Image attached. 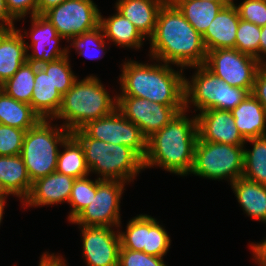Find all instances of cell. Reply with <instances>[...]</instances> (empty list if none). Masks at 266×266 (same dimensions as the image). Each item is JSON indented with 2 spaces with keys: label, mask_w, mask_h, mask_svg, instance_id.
<instances>
[{
  "label": "cell",
  "mask_w": 266,
  "mask_h": 266,
  "mask_svg": "<svg viewBox=\"0 0 266 266\" xmlns=\"http://www.w3.org/2000/svg\"><path fill=\"white\" fill-rule=\"evenodd\" d=\"M204 66L226 84L252 93L259 61L236 48L207 51Z\"/></svg>",
  "instance_id": "cell-10"
},
{
  "label": "cell",
  "mask_w": 266,
  "mask_h": 266,
  "mask_svg": "<svg viewBox=\"0 0 266 266\" xmlns=\"http://www.w3.org/2000/svg\"><path fill=\"white\" fill-rule=\"evenodd\" d=\"M74 181V177L56 171L36 179L22 204L27 208L68 203Z\"/></svg>",
  "instance_id": "cell-18"
},
{
  "label": "cell",
  "mask_w": 266,
  "mask_h": 266,
  "mask_svg": "<svg viewBox=\"0 0 266 266\" xmlns=\"http://www.w3.org/2000/svg\"><path fill=\"white\" fill-rule=\"evenodd\" d=\"M41 120L30 104L8 96L0 89V123L27 131Z\"/></svg>",
  "instance_id": "cell-28"
},
{
  "label": "cell",
  "mask_w": 266,
  "mask_h": 266,
  "mask_svg": "<svg viewBox=\"0 0 266 266\" xmlns=\"http://www.w3.org/2000/svg\"><path fill=\"white\" fill-rule=\"evenodd\" d=\"M231 114L245 140L266 135V110L252 93Z\"/></svg>",
  "instance_id": "cell-23"
},
{
  "label": "cell",
  "mask_w": 266,
  "mask_h": 266,
  "mask_svg": "<svg viewBox=\"0 0 266 266\" xmlns=\"http://www.w3.org/2000/svg\"><path fill=\"white\" fill-rule=\"evenodd\" d=\"M8 11L16 19H25L27 14L34 16L38 10V0H5Z\"/></svg>",
  "instance_id": "cell-39"
},
{
  "label": "cell",
  "mask_w": 266,
  "mask_h": 266,
  "mask_svg": "<svg viewBox=\"0 0 266 266\" xmlns=\"http://www.w3.org/2000/svg\"><path fill=\"white\" fill-rule=\"evenodd\" d=\"M15 18L8 11L6 1L0 0V31L15 28Z\"/></svg>",
  "instance_id": "cell-41"
},
{
  "label": "cell",
  "mask_w": 266,
  "mask_h": 266,
  "mask_svg": "<svg viewBox=\"0 0 266 266\" xmlns=\"http://www.w3.org/2000/svg\"><path fill=\"white\" fill-rule=\"evenodd\" d=\"M228 3H234V0H226Z\"/></svg>",
  "instance_id": "cell-49"
},
{
  "label": "cell",
  "mask_w": 266,
  "mask_h": 266,
  "mask_svg": "<svg viewBox=\"0 0 266 266\" xmlns=\"http://www.w3.org/2000/svg\"><path fill=\"white\" fill-rule=\"evenodd\" d=\"M89 137L104 142L121 144L133 149L142 159L147 153V139L138 126L117 109L110 115L89 121L81 128Z\"/></svg>",
  "instance_id": "cell-13"
},
{
  "label": "cell",
  "mask_w": 266,
  "mask_h": 266,
  "mask_svg": "<svg viewBox=\"0 0 266 266\" xmlns=\"http://www.w3.org/2000/svg\"><path fill=\"white\" fill-rule=\"evenodd\" d=\"M235 5L240 19L260 27L266 25V0H243Z\"/></svg>",
  "instance_id": "cell-37"
},
{
  "label": "cell",
  "mask_w": 266,
  "mask_h": 266,
  "mask_svg": "<svg viewBox=\"0 0 266 266\" xmlns=\"http://www.w3.org/2000/svg\"><path fill=\"white\" fill-rule=\"evenodd\" d=\"M182 12L185 19L203 35L212 20L219 11L227 4V1L209 0H171Z\"/></svg>",
  "instance_id": "cell-27"
},
{
  "label": "cell",
  "mask_w": 266,
  "mask_h": 266,
  "mask_svg": "<svg viewBox=\"0 0 266 266\" xmlns=\"http://www.w3.org/2000/svg\"><path fill=\"white\" fill-rule=\"evenodd\" d=\"M121 92L117 96H133L167 106H185L183 69L170 64L139 63L127 60L122 64Z\"/></svg>",
  "instance_id": "cell-3"
},
{
  "label": "cell",
  "mask_w": 266,
  "mask_h": 266,
  "mask_svg": "<svg viewBox=\"0 0 266 266\" xmlns=\"http://www.w3.org/2000/svg\"><path fill=\"white\" fill-rule=\"evenodd\" d=\"M117 110L148 139L165 127L185 106H167L133 96H117Z\"/></svg>",
  "instance_id": "cell-14"
},
{
  "label": "cell",
  "mask_w": 266,
  "mask_h": 266,
  "mask_svg": "<svg viewBox=\"0 0 266 266\" xmlns=\"http://www.w3.org/2000/svg\"><path fill=\"white\" fill-rule=\"evenodd\" d=\"M247 216L266 223V186L240 177L230 184Z\"/></svg>",
  "instance_id": "cell-25"
},
{
  "label": "cell",
  "mask_w": 266,
  "mask_h": 266,
  "mask_svg": "<svg viewBox=\"0 0 266 266\" xmlns=\"http://www.w3.org/2000/svg\"><path fill=\"white\" fill-rule=\"evenodd\" d=\"M82 145L90 173L101 180L124 181L126 184L144 169L143 159L130 147L106 143L89 137L82 129L71 133Z\"/></svg>",
  "instance_id": "cell-5"
},
{
  "label": "cell",
  "mask_w": 266,
  "mask_h": 266,
  "mask_svg": "<svg viewBox=\"0 0 266 266\" xmlns=\"http://www.w3.org/2000/svg\"><path fill=\"white\" fill-rule=\"evenodd\" d=\"M78 80L62 96L61 107L54 117L65 120L61 126L70 133L117 109V95L112 98L97 76L92 74Z\"/></svg>",
  "instance_id": "cell-4"
},
{
  "label": "cell",
  "mask_w": 266,
  "mask_h": 266,
  "mask_svg": "<svg viewBox=\"0 0 266 266\" xmlns=\"http://www.w3.org/2000/svg\"><path fill=\"white\" fill-rule=\"evenodd\" d=\"M251 250L253 251V258L255 263H258L260 266H266V238L259 243H251ZM257 261V262H256Z\"/></svg>",
  "instance_id": "cell-42"
},
{
  "label": "cell",
  "mask_w": 266,
  "mask_h": 266,
  "mask_svg": "<svg viewBox=\"0 0 266 266\" xmlns=\"http://www.w3.org/2000/svg\"><path fill=\"white\" fill-rule=\"evenodd\" d=\"M118 266H167L163 257H157L125 248L119 249Z\"/></svg>",
  "instance_id": "cell-38"
},
{
  "label": "cell",
  "mask_w": 266,
  "mask_h": 266,
  "mask_svg": "<svg viewBox=\"0 0 266 266\" xmlns=\"http://www.w3.org/2000/svg\"><path fill=\"white\" fill-rule=\"evenodd\" d=\"M196 117L200 140L228 145L247 144L235 125L231 111L208 109L199 112Z\"/></svg>",
  "instance_id": "cell-17"
},
{
  "label": "cell",
  "mask_w": 266,
  "mask_h": 266,
  "mask_svg": "<svg viewBox=\"0 0 266 266\" xmlns=\"http://www.w3.org/2000/svg\"><path fill=\"white\" fill-rule=\"evenodd\" d=\"M239 20L235 3L225 5L202 35L206 50L235 48Z\"/></svg>",
  "instance_id": "cell-20"
},
{
  "label": "cell",
  "mask_w": 266,
  "mask_h": 266,
  "mask_svg": "<svg viewBox=\"0 0 266 266\" xmlns=\"http://www.w3.org/2000/svg\"><path fill=\"white\" fill-rule=\"evenodd\" d=\"M100 27L103 30L104 36L114 45L127 47L132 49H140L143 45V40L146 38L138 31V29L118 11L113 16L103 18L100 15Z\"/></svg>",
  "instance_id": "cell-26"
},
{
  "label": "cell",
  "mask_w": 266,
  "mask_h": 266,
  "mask_svg": "<svg viewBox=\"0 0 266 266\" xmlns=\"http://www.w3.org/2000/svg\"><path fill=\"white\" fill-rule=\"evenodd\" d=\"M10 195L8 191L4 188L1 180H0V199H6L7 196Z\"/></svg>",
  "instance_id": "cell-47"
},
{
  "label": "cell",
  "mask_w": 266,
  "mask_h": 266,
  "mask_svg": "<svg viewBox=\"0 0 266 266\" xmlns=\"http://www.w3.org/2000/svg\"><path fill=\"white\" fill-rule=\"evenodd\" d=\"M22 32L17 28L0 31V86L28 61L24 39L29 32Z\"/></svg>",
  "instance_id": "cell-21"
},
{
  "label": "cell",
  "mask_w": 266,
  "mask_h": 266,
  "mask_svg": "<svg viewBox=\"0 0 266 266\" xmlns=\"http://www.w3.org/2000/svg\"><path fill=\"white\" fill-rule=\"evenodd\" d=\"M120 248L143 251L146 254L163 257L169 251L171 239L165 227L147 214H139L129 220L126 231L119 230Z\"/></svg>",
  "instance_id": "cell-12"
},
{
  "label": "cell",
  "mask_w": 266,
  "mask_h": 266,
  "mask_svg": "<svg viewBox=\"0 0 266 266\" xmlns=\"http://www.w3.org/2000/svg\"><path fill=\"white\" fill-rule=\"evenodd\" d=\"M204 1V0H201ZM209 1H226V0H209Z\"/></svg>",
  "instance_id": "cell-50"
},
{
  "label": "cell",
  "mask_w": 266,
  "mask_h": 266,
  "mask_svg": "<svg viewBox=\"0 0 266 266\" xmlns=\"http://www.w3.org/2000/svg\"><path fill=\"white\" fill-rule=\"evenodd\" d=\"M79 226L82 233V255L87 266H118L121 246L119 231H114L113 227Z\"/></svg>",
  "instance_id": "cell-15"
},
{
  "label": "cell",
  "mask_w": 266,
  "mask_h": 266,
  "mask_svg": "<svg viewBox=\"0 0 266 266\" xmlns=\"http://www.w3.org/2000/svg\"><path fill=\"white\" fill-rule=\"evenodd\" d=\"M259 71L266 77V60L264 58L259 61Z\"/></svg>",
  "instance_id": "cell-46"
},
{
  "label": "cell",
  "mask_w": 266,
  "mask_h": 266,
  "mask_svg": "<svg viewBox=\"0 0 266 266\" xmlns=\"http://www.w3.org/2000/svg\"><path fill=\"white\" fill-rule=\"evenodd\" d=\"M0 180L8 193L22 199V203L32 188V182L20 154L0 156Z\"/></svg>",
  "instance_id": "cell-24"
},
{
  "label": "cell",
  "mask_w": 266,
  "mask_h": 266,
  "mask_svg": "<svg viewBox=\"0 0 266 266\" xmlns=\"http://www.w3.org/2000/svg\"><path fill=\"white\" fill-rule=\"evenodd\" d=\"M265 55H266V25L261 27V34L259 41V61L265 58L266 57Z\"/></svg>",
  "instance_id": "cell-45"
},
{
  "label": "cell",
  "mask_w": 266,
  "mask_h": 266,
  "mask_svg": "<svg viewBox=\"0 0 266 266\" xmlns=\"http://www.w3.org/2000/svg\"><path fill=\"white\" fill-rule=\"evenodd\" d=\"M252 150L244 148L243 177L266 186V135L246 140Z\"/></svg>",
  "instance_id": "cell-30"
},
{
  "label": "cell",
  "mask_w": 266,
  "mask_h": 266,
  "mask_svg": "<svg viewBox=\"0 0 266 266\" xmlns=\"http://www.w3.org/2000/svg\"><path fill=\"white\" fill-rule=\"evenodd\" d=\"M6 199H0V225L2 222V217H3V213H4V208H5V204H6Z\"/></svg>",
  "instance_id": "cell-48"
},
{
  "label": "cell",
  "mask_w": 266,
  "mask_h": 266,
  "mask_svg": "<svg viewBox=\"0 0 266 266\" xmlns=\"http://www.w3.org/2000/svg\"><path fill=\"white\" fill-rule=\"evenodd\" d=\"M125 182L96 179V194L71 223L82 226L121 228L120 202Z\"/></svg>",
  "instance_id": "cell-9"
},
{
  "label": "cell",
  "mask_w": 266,
  "mask_h": 266,
  "mask_svg": "<svg viewBox=\"0 0 266 266\" xmlns=\"http://www.w3.org/2000/svg\"><path fill=\"white\" fill-rule=\"evenodd\" d=\"M191 80L185 78V110L189 104L195 106V111L218 109L231 111L237 107L250 93L247 89L233 87L219 79L204 65L193 66Z\"/></svg>",
  "instance_id": "cell-7"
},
{
  "label": "cell",
  "mask_w": 266,
  "mask_h": 266,
  "mask_svg": "<svg viewBox=\"0 0 266 266\" xmlns=\"http://www.w3.org/2000/svg\"><path fill=\"white\" fill-rule=\"evenodd\" d=\"M260 34V26L240 19L236 31L235 48L241 53L255 57L259 61Z\"/></svg>",
  "instance_id": "cell-34"
},
{
  "label": "cell",
  "mask_w": 266,
  "mask_h": 266,
  "mask_svg": "<svg viewBox=\"0 0 266 266\" xmlns=\"http://www.w3.org/2000/svg\"><path fill=\"white\" fill-rule=\"evenodd\" d=\"M62 104V95L53 85L52 62L36 64L34 89L31 97L32 109L41 119H52Z\"/></svg>",
  "instance_id": "cell-19"
},
{
  "label": "cell",
  "mask_w": 266,
  "mask_h": 266,
  "mask_svg": "<svg viewBox=\"0 0 266 266\" xmlns=\"http://www.w3.org/2000/svg\"><path fill=\"white\" fill-rule=\"evenodd\" d=\"M179 112L165 127L147 139L145 168L159 166L170 173L187 176L194 164L198 139L197 117Z\"/></svg>",
  "instance_id": "cell-2"
},
{
  "label": "cell",
  "mask_w": 266,
  "mask_h": 266,
  "mask_svg": "<svg viewBox=\"0 0 266 266\" xmlns=\"http://www.w3.org/2000/svg\"><path fill=\"white\" fill-rule=\"evenodd\" d=\"M65 259L60 255L45 252L41 256L38 266H68Z\"/></svg>",
  "instance_id": "cell-43"
},
{
  "label": "cell",
  "mask_w": 266,
  "mask_h": 266,
  "mask_svg": "<svg viewBox=\"0 0 266 266\" xmlns=\"http://www.w3.org/2000/svg\"><path fill=\"white\" fill-rule=\"evenodd\" d=\"M105 36L103 33L102 28L99 26L95 30H92L87 33H83L80 36H76L71 38L70 41L71 45L74 46L76 49V53L80 56H85L87 59H98L102 58L105 55ZM90 50H96L91 53ZM102 53H104L102 55ZM100 55V56H99Z\"/></svg>",
  "instance_id": "cell-32"
},
{
  "label": "cell",
  "mask_w": 266,
  "mask_h": 266,
  "mask_svg": "<svg viewBox=\"0 0 266 266\" xmlns=\"http://www.w3.org/2000/svg\"><path fill=\"white\" fill-rule=\"evenodd\" d=\"M35 74L36 64L27 61L0 89L15 100L31 105Z\"/></svg>",
  "instance_id": "cell-31"
},
{
  "label": "cell",
  "mask_w": 266,
  "mask_h": 266,
  "mask_svg": "<svg viewBox=\"0 0 266 266\" xmlns=\"http://www.w3.org/2000/svg\"><path fill=\"white\" fill-rule=\"evenodd\" d=\"M52 119H41L28 129L20 156L31 182L56 171L58 154L63 142L71 133L60 125H51Z\"/></svg>",
  "instance_id": "cell-6"
},
{
  "label": "cell",
  "mask_w": 266,
  "mask_h": 266,
  "mask_svg": "<svg viewBox=\"0 0 266 266\" xmlns=\"http://www.w3.org/2000/svg\"><path fill=\"white\" fill-rule=\"evenodd\" d=\"M68 55L52 62V81L53 85L63 96L73 85L78 78L71 70Z\"/></svg>",
  "instance_id": "cell-35"
},
{
  "label": "cell",
  "mask_w": 266,
  "mask_h": 266,
  "mask_svg": "<svg viewBox=\"0 0 266 266\" xmlns=\"http://www.w3.org/2000/svg\"><path fill=\"white\" fill-rule=\"evenodd\" d=\"M93 194H96V179L93 181L88 176L75 179L68 201L72 206L68 216L69 222L90 204Z\"/></svg>",
  "instance_id": "cell-33"
},
{
  "label": "cell",
  "mask_w": 266,
  "mask_h": 266,
  "mask_svg": "<svg viewBox=\"0 0 266 266\" xmlns=\"http://www.w3.org/2000/svg\"><path fill=\"white\" fill-rule=\"evenodd\" d=\"M252 94L266 110V77L260 71L255 77Z\"/></svg>",
  "instance_id": "cell-40"
},
{
  "label": "cell",
  "mask_w": 266,
  "mask_h": 266,
  "mask_svg": "<svg viewBox=\"0 0 266 266\" xmlns=\"http://www.w3.org/2000/svg\"><path fill=\"white\" fill-rule=\"evenodd\" d=\"M150 41V59L182 69L204 65L207 55L202 35L171 1L160 7ZM158 60V61H157Z\"/></svg>",
  "instance_id": "cell-1"
},
{
  "label": "cell",
  "mask_w": 266,
  "mask_h": 266,
  "mask_svg": "<svg viewBox=\"0 0 266 266\" xmlns=\"http://www.w3.org/2000/svg\"><path fill=\"white\" fill-rule=\"evenodd\" d=\"M244 145H228L197 139L194 164L190 174L212 180L243 177Z\"/></svg>",
  "instance_id": "cell-8"
},
{
  "label": "cell",
  "mask_w": 266,
  "mask_h": 266,
  "mask_svg": "<svg viewBox=\"0 0 266 266\" xmlns=\"http://www.w3.org/2000/svg\"><path fill=\"white\" fill-rule=\"evenodd\" d=\"M32 27L30 29L31 44L25 42L28 62L41 65L46 62H53L68 55V48L59 46L60 36L56 28L43 14H36L30 17Z\"/></svg>",
  "instance_id": "cell-16"
},
{
  "label": "cell",
  "mask_w": 266,
  "mask_h": 266,
  "mask_svg": "<svg viewBox=\"0 0 266 266\" xmlns=\"http://www.w3.org/2000/svg\"><path fill=\"white\" fill-rule=\"evenodd\" d=\"M67 42L100 26L101 12L93 0H65L43 14Z\"/></svg>",
  "instance_id": "cell-11"
},
{
  "label": "cell",
  "mask_w": 266,
  "mask_h": 266,
  "mask_svg": "<svg viewBox=\"0 0 266 266\" xmlns=\"http://www.w3.org/2000/svg\"><path fill=\"white\" fill-rule=\"evenodd\" d=\"M166 0H117L115 7L146 38H150L155 30L156 19L160 7Z\"/></svg>",
  "instance_id": "cell-22"
},
{
  "label": "cell",
  "mask_w": 266,
  "mask_h": 266,
  "mask_svg": "<svg viewBox=\"0 0 266 266\" xmlns=\"http://www.w3.org/2000/svg\"><path fill=\"white\" fill-rule=\"evenodd\" d=\"M65 0H38L37 14H44L50 8L58 6Z\"/></svg>",
  "instance_id": "cell-44"
},
{
  "label": "cell",
  "mask_w": 266,
  "mask_h": 266,
  "mask_svg": "<svg viewBox=\"0 0 266 266\" xmlns=\"http://www.w3.org/2000/svg\"><path fill=\"white\" fill-rule=\"evenodd\" d=\"M26 131L0 123V156H14L21 153Z\"/></svg>",
  "instance_id": "cell-36"
},
{
  "label": "cell",
  "mask_w": 266,
  "mask_h": 266,
  "mask_svg": "<svg viewBox=\"0 0 266 266\" xmlns=\"http://www.w3.org/2000/svg\"><path fill=\"white\" fill-rule=\"evenodd\" d=\"M64 151L58 154L56 172L76 178L90 175L86 165L84 149L71 134L62 144Z\"/></svg>",
  "instance_id": "cell-29"
}]
</instances>
